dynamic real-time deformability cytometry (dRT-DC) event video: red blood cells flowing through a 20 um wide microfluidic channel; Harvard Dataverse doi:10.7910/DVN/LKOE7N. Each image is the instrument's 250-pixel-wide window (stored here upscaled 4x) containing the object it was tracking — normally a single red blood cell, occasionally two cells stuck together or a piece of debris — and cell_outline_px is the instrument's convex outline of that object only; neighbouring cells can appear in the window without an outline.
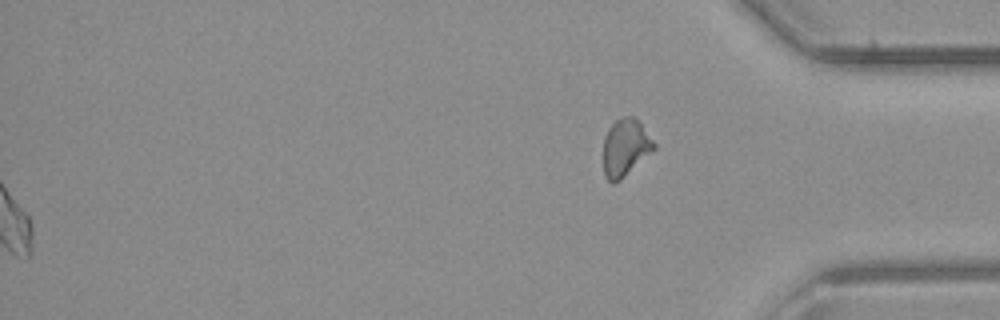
{"species": "common noctule bat (a hibernating species)", "species_latin": "Nyctalus noctula", "temperature_condition": "room temperature", "stored_images_in_passage": 36, "segment_of_instrument_passage": [2, 2], "camera_frame_rate_fps": 3000, "um_per_image_px": 0.085, "animal": {"sex": "male", "body_mass_g": 23.1, "forearm_length_mm": 52.7}, "frame": {"image": 1, "passage_image": 36, "time_ms": 11.667, "image_size_px": [1000, 320], "cell_outline_px": [[656, 148], [620, 180], [612, 184], [604, 176], [604, 136], [608, 128], [616, 120], [624, 116], [636, 116], [656, 144]], "centroid_in_image_um": [53.16, 12.52], "position_along_channel_um": 382.0, "area_um2": 16.94}}